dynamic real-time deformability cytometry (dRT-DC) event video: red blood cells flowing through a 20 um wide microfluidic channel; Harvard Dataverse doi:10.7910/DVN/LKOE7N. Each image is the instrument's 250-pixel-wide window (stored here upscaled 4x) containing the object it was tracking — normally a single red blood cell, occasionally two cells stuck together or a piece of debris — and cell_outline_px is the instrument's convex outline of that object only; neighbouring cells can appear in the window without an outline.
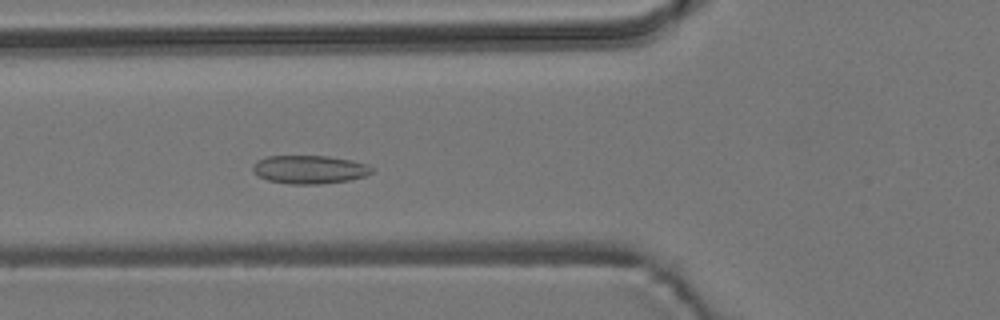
{"species": "common noctule bat (a hibernating species)", "species_latin": "Nyctalus noctula", "temperature_condition": "room temperature", "stored_images_in_passage": 55, "camera_frame_rate_fps": 3000, "um_per_image_px": 0.085, "animal": {"sex": "male", "body_mass_g": 19.2, "forearm_length_mm": 51.8}, "frame": {"image": 1, "passage_image": 19, "time_ms": 6.0, "image_size_px": [1000, 320], "cell_outline_px": [[372, 172], [364, 176], [348, 180], [320, 184], [288, 184], [268, 180], [252, 172], [252, 164], [256, 160], [268, 156], [328, 156], [352, 160], [368, 164], [372, 168]], "centroid_in_image_um": [26.27, 14.4], "position_along_channel_um": 99.5, "area_um2": 19.71}}
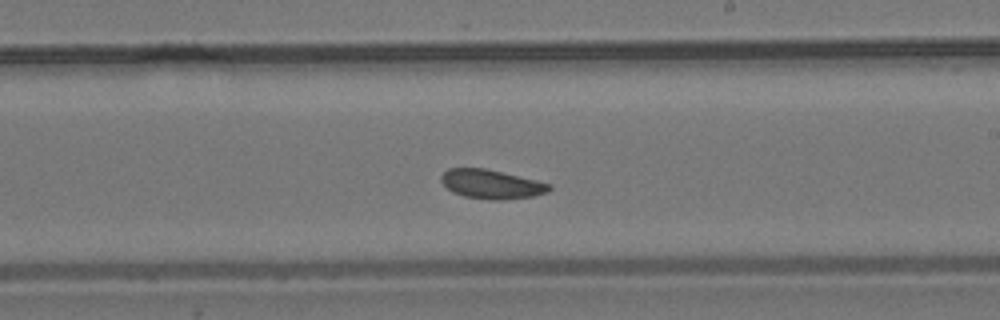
{"frame": {"image": 2, "passage_image": 31, "time_ms": 10.0, "image_size_px": [1000, 320], "cell_outline_px": [[552, 188], [548, 192], [532, 196], [504, 200], [492, 200], [464, 196], [452, 192], [440, 180], [440, 176], [448, 168], [484, 168], [536, 180], [552, 184]], "centroid_in_image_um": [41.77, 15.66], "position_along_channel_um": 247.2, "area_um2": 18.26}}
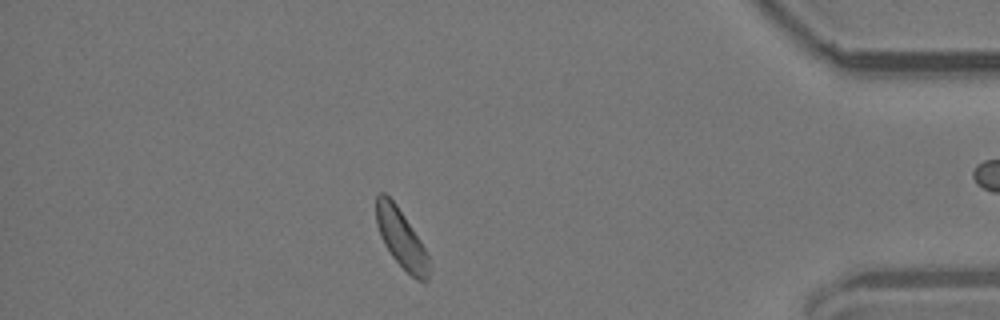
{"frame": {"image": 3, "passage_image": 47, "time_ms": 15.333, "image_size_px": [1000, 320], "cell_outline_px": [[432, 260], [428, 280], [424, 284], [416, 280], [392, 256], [384, 244], [380, 236], [376, 224], [376, 196], [380, 192], [384, 192], [396, 204], [420, 240]], "centroid_in_image_um": [34.14, 20.32], "position_along_channel_um": 401.1, "area_um2": 18.26}}